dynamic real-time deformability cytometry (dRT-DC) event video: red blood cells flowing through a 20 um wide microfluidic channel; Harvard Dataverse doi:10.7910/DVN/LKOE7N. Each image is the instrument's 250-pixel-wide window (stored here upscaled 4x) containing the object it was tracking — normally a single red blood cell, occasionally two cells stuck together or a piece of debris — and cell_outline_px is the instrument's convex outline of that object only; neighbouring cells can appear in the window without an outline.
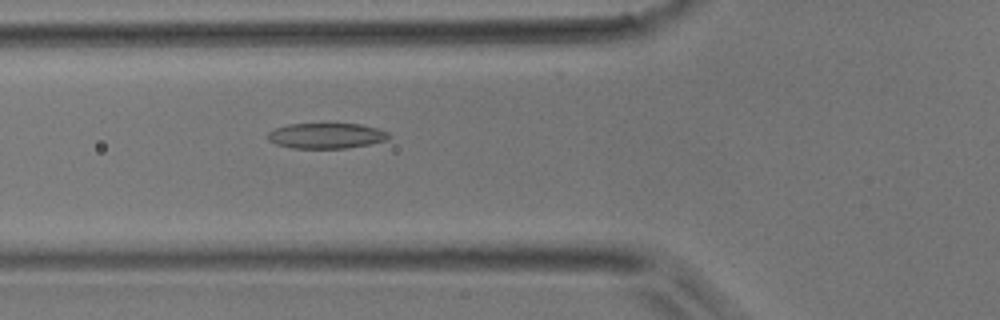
{"species": "common noctule bat (a hibernating species)", "species_latin": "Nyctalus noctula", "temperature_condition": "room temperature", "stored_images_in_passage": 28, "camera_frame_rate_fps": 3000, "um_per_image_px": 0.085, "animal": {"sex": "male", "body_mass_g": 17.9}, "frame": {"image": 1, "passage_image": 4, "time_ms": 1.0, "image_size_px": [1000, 320], "cell_outline_px": [[388, 136], [384, 140], [368, 144], [344, 148], [292, 148], [276, 144], [268, 140], [268, 132], [276, 128], [288, 124], [360, 124], [376, 128], [388, 132]], "centroid_in_image_um": [27.68, 11.53], "position_along_channel_um": 98.1, "area_um2": 17.63}}
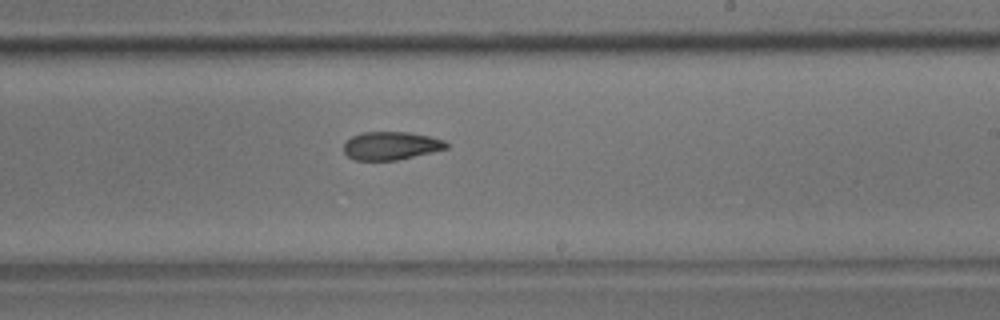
{"frame": {"image": 2, "passage_image": 15, "time_ms": 4.667, "image_size_px": [1000, 320], "cell_outline_px": [[448, 148], [432, 152], [396, 160], [356, 160], [348, 156], [344, 152], [344, 144], [352, 136], [364, 132], [408, 132], [428, 136], [444, 140], [448, 144]], "centroid_in_image_um": [33.24, 12.38], "position_along_channel_um": 255.8, "area_um2": 16.65}}
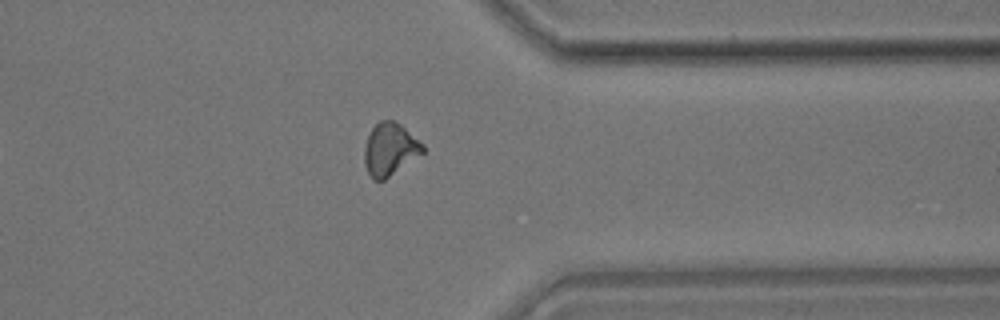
{"frame": {"image": 3, "passage_image": 24, "time_ms": 7.667, "image_size_px": [1000, 320], "cell_outline_px": [[424, 152], [384, 180], [372, 180], [364, 164], [364, 148], [368, 136], [372, 128], [380, 120], [396, 120], [424, 144]], "centroid_in_image_um": [33.14, 12.68], "position_along_channel_um": 378.3, "area_um2": 17.86}}